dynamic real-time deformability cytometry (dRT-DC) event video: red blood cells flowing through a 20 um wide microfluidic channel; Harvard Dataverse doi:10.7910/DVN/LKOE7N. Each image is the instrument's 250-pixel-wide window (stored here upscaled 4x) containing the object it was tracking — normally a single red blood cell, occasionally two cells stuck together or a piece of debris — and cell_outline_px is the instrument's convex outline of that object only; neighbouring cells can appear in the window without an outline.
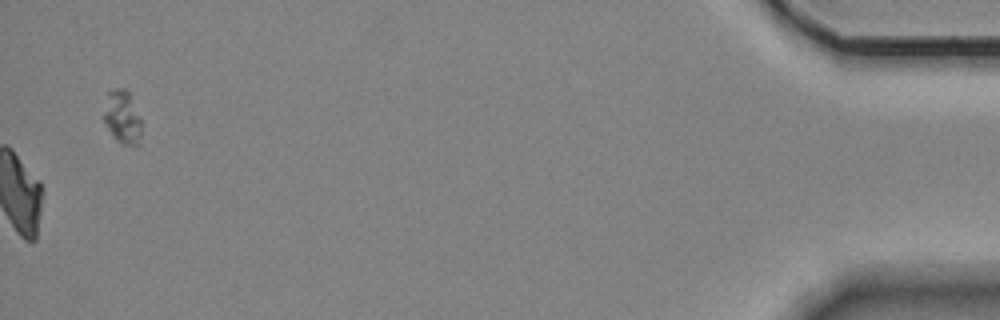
{"species": "Egyptian fruit bat (a non-hibernating species)", "species_latin": "Rousettus aegyptiacus", "temperature_condition": "room temperature", "stored_images_in_passage": 55, "segment_of_instrument_passage": [2, 2], "camera_frame_rate_fps": 3000, "um_per_image_px": 0.085, "animal": {"sex": "female"}, "frame": {"image": 1, "passage_image": 55, "time_ms": 18.0, "image_size_px": [1000, 320], "cell_outline_px": [[140, 136], [136, 148], [120, 144], [108, 128], [104, 120], [104, 116], [108, 92], [116, 88], [124, 88], [128, 92], [140, 116]], "centroid_in_image_um": [10.42, 10.0], "position_along_channel_um": 424.8, "area_um2": 11.44}}